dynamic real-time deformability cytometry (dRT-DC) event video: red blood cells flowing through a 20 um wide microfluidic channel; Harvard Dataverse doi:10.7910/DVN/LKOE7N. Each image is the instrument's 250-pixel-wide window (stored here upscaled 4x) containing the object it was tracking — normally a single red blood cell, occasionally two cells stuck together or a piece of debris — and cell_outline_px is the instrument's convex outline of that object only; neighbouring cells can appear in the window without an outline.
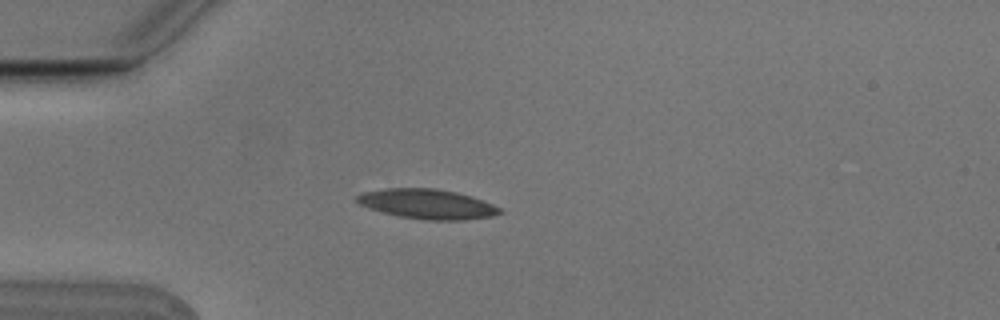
{"species": "Egyptian fruit bat (a non-hibernating species)", "species_latin": "Rousettus aegyptiacus", "temperature_condition": "cold", "stored_images_in_passage": 3, "camera_frame_rate_fps": 3000, "um_per_image_px": 0.085, "animal": {"sex": "male"}, "frame": {"image": 1, "passage_image": 3, "time_ms": 0.667, "image_size_px": [1000, 320], "cell_outline_px": [[504, 212], [492, 216], [464, 220], [428, 220], [400, 216], [368, 208], [352, 200], [360, 192], [384, 188], [436, 188], [456, 192], [472, 196], [492, 204], [500, 208]], "centroid_in_image_um": [36.28, 17.33], "position_along_channel_um": 48.7, "area_um2": 24.91}}